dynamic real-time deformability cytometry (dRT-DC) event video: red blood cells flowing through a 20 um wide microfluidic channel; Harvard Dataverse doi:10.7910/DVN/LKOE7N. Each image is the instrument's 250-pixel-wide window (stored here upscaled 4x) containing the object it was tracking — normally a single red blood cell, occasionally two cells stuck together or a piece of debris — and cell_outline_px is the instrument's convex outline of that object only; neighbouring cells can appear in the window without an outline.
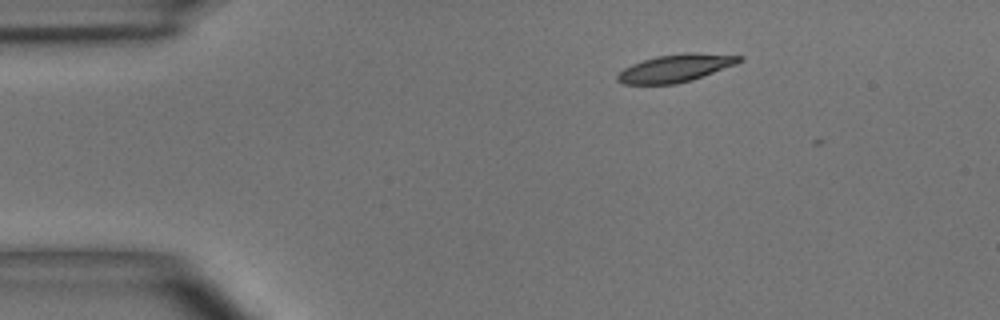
{"species": "common noctule bat (a hibernating species)", "species_latin": "Nyctalus noctula", "temperature_condition": "room temperature", "stored_images_in_passage": 3, "camera_frame_rate_fps": 3000, "um_per_image_px": 0.085, "animal": {"sex": "male", "body_mass_g": 15.6}, "frame": {"image": 1, "passage_image": 1, "time_ms": 0.0, "image_size_px": [1000, 320], "cell_outline_px": [[744, 60], [736, 64], [692, 80], [676, 84], [624, 84], [616, 80], [616, 76], [624, 68], [632, 64], [656, 56], [684, 52], [692, 52], [744, 56]], "centroid_in_image_um": [57.44, 5.78], "position_along_channel_um": 27.6, "area_um2": 19.65}}